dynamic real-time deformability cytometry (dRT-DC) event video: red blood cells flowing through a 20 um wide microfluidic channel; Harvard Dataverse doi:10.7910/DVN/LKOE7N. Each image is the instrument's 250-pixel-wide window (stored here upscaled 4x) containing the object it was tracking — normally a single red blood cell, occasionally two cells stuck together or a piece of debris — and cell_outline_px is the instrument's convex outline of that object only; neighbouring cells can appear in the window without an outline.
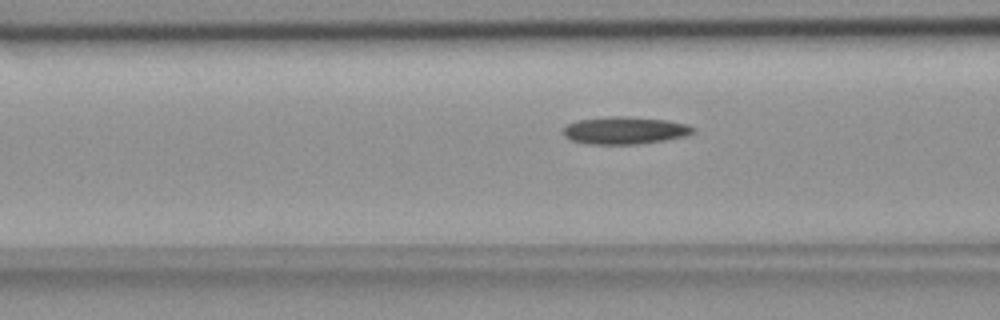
{"species": "common noctule bat (a hibernating species)", "species_latin": "Nyctalus noctula", "temperature_condition": "room temperature", "stored_images_in_passage": 49, "camera_frame_rate_fps": 3000, "um_per_image_px": 0.085, "animal": {"sex": "female", "body_mass_g": 18.4}, "frame": {"image": 1, "passage_image": 21, "time_ms": 6.667, "image_size_px": [1000, 320], "cell_outline_px": [[696, 132], [684, 136], [664, 140], [636, 144], [588, 144], [572, 140], [564, 136], [564, 128], [568, 124], [576, 120], [612, 116], [624, 116], [668, 120], [688, 124], [696, 128]], "centroid_in_image_um": [53.14, 11.08], "position_along_channel_um": 113.5, "area_um2": 20.75}}
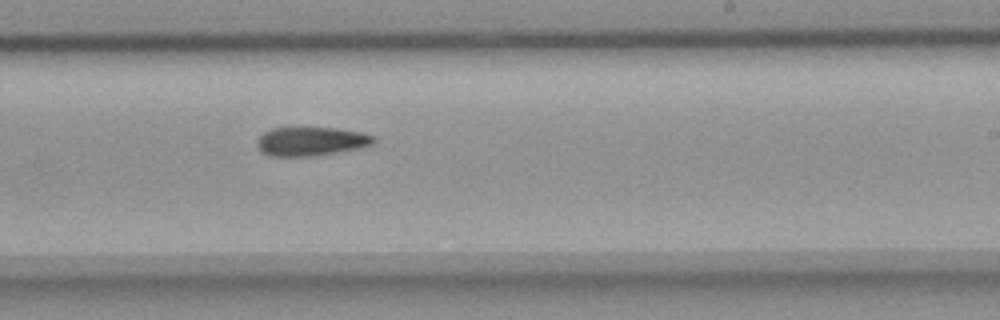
{"frame": {"image": 2, "passage_image": 33, "time_ms": 10.667, "image_size_px": [1000, 320], "cell_outline_px": [[376, 140], [372, 144], [360, 148], [336, 152], [308, 156], [268, 156], [256, 144], [256, 140], [264, 132], [272, 128], [336, 128], [360, 132], [376, 136]], "centroid_in_image_um": [26.45, 12.01], "position_along_channel_um": 262.6, "area_um2": 19.42}}
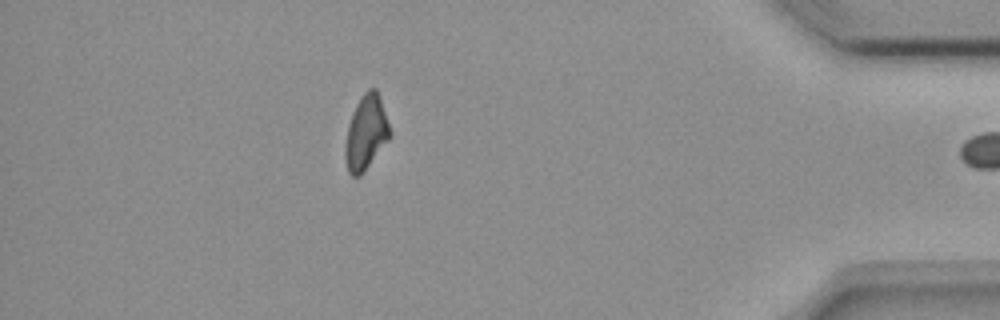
{"frame": {"image": 3, "passage_image": 48, "time_ms": 15.667, "image_size_px": [1000, 320], "cell_outline_px": [[392, 136], [360, 176], [352, 176], [348, 172], [344, 160], [344, 148], [348, 124], [356, 104], [360, 96], [368, 88], [376, 88], [380, 96], [392, 132]], "centroid_in_image_um": [31.11, 11.26], "position_along_channel_um": 404.1, "area_um2": 19.71}}